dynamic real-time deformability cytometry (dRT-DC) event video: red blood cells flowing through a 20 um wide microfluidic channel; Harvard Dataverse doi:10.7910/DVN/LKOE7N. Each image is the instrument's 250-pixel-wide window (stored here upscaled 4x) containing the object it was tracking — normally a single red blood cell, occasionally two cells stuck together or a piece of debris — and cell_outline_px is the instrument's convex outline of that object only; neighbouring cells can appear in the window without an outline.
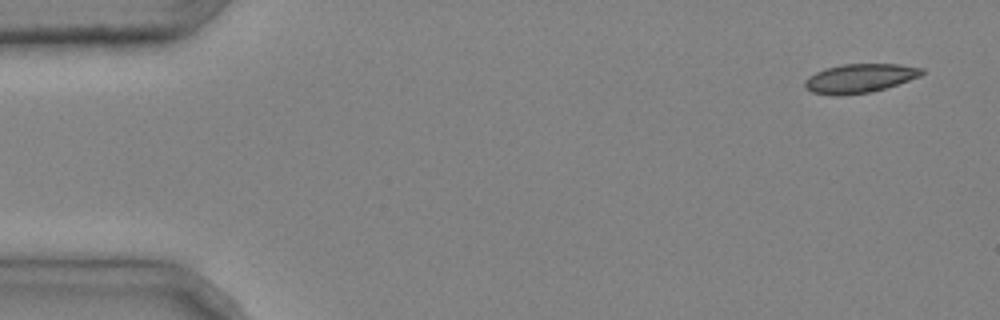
{"species": "common noctule bat (a hibernating species)", "species_latin": "Nyctalus noctula", "temperature_condition": "cold", "stored_images_in_passage": 4, "camera_frame_rate_fps": 3000, "um_per_image_px": 0.085, "animal": {"sex": "male", "body_mass_g": 20.4}, "frame": {"image": 1, "passage_image": 1, "time_ms": 0.0, "image_size_px": [1000, 320], "cell_outline_px": [[924, 72], [920, 76], [884, 88], [868, 92], [840, 96], [832, 96], [812, 92], [804, 88], [804, 80], [808, 76], [824, 68], [844, 64], [900, 64], [924, 68]], "centroid_in_image_um": [73.02, 6.65], "position_along_channel_um": 12.0, "area_um2": 19.77}}
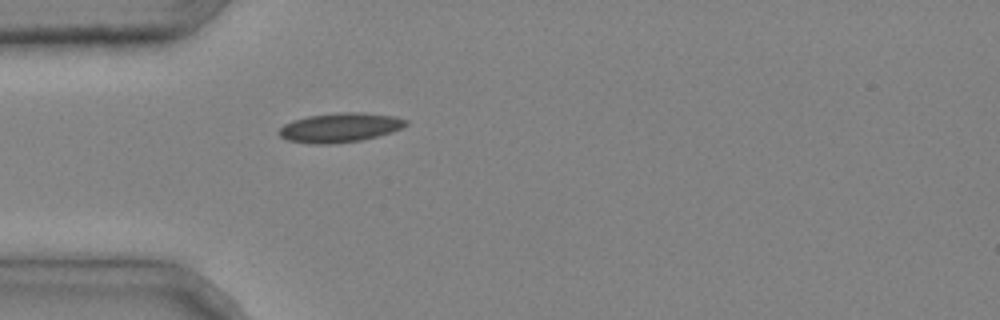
{"frame": {"image": 2, "passage_image": 4, "time_ms": 1.0, "image_size_px": [1000, 320], "cell_outline_px": [[408, 124], [392, 132], [360, 140], [328, 144], [312, 144], [288, 140], [280, 136], [276, 132], [284, 124], [292, 120], [308, 116], [340, 112], [364, 112], [396, 116], [408, 120]], "centroid_in_image_um": [28.89, 10.83], "position_along_channel_um": 56.1, "area_um2": 21.73}}